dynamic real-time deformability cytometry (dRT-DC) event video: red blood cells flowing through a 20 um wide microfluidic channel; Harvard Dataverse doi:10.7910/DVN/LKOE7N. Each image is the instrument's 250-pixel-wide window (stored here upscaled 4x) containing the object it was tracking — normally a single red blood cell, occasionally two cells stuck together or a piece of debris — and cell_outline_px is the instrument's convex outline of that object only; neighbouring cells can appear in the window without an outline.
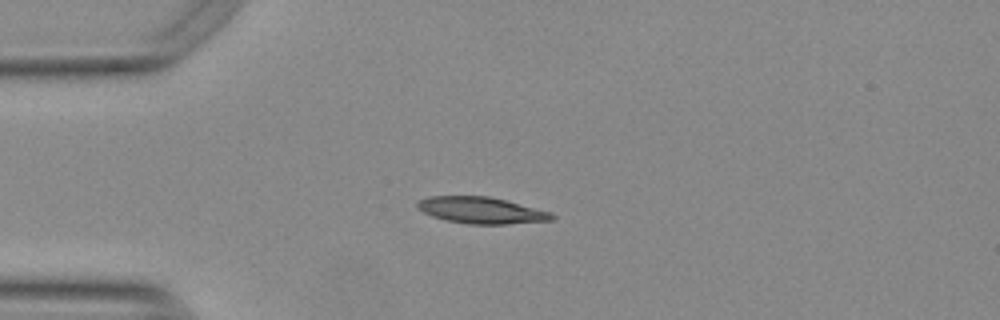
{"species": "Egyptian fruit bat (a non-hibernating species)", "species_latin": "Rousettus aegyptiacus", "temperature_condition": "warm", "stored_images_in_passage": 41, "camera_frame_rate_fps": 3000, "um_per_image_px": 0.085, "animal": {"sex": "female"}, "frame": {"image": 1, "passage_image": 1, "time_ms": 0.0, "image_size_px": [1000, 320], "cell_outline_px": [[556, 216], [552, 220], [508, 224], [468, 224], [444, 220], [432, 216], [424, 212], [416, 204], [420, 200], [428, 196], [488, 196], [552, 212]], "centroid_in_image_um": [40.92, 17.88], "position_along_channel_um": 44.1, "area_um2": 20.63}}
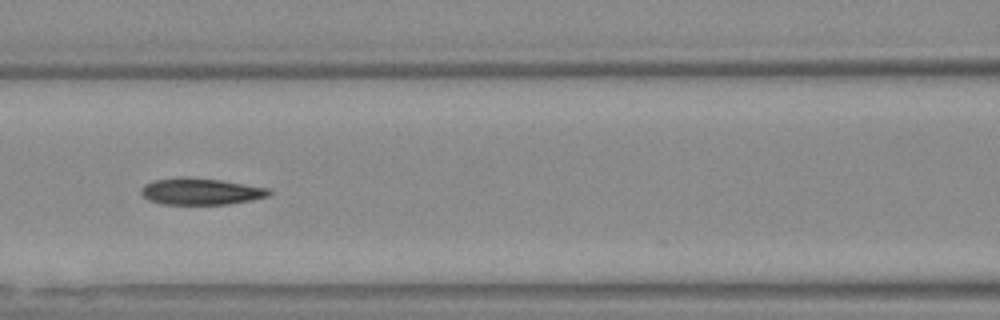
{"frame": {"image": 2, "passage_image": 11, "time_ms": 3.333, "image_size_px": [1000, 320], "cell_outline_px": [[272, 192], [268, 196], [248, 200], [224, 204], [164, 204], [148, 200], [140, 192], [140, 188], [144, 184], [152, 180], [176, 176], [188, 176], [220, 180], [268, 188]], "centroid_in_image_um": [16.98, 16.25], "position_along_channel_um": 149.6, "area_um2": 19.88}}
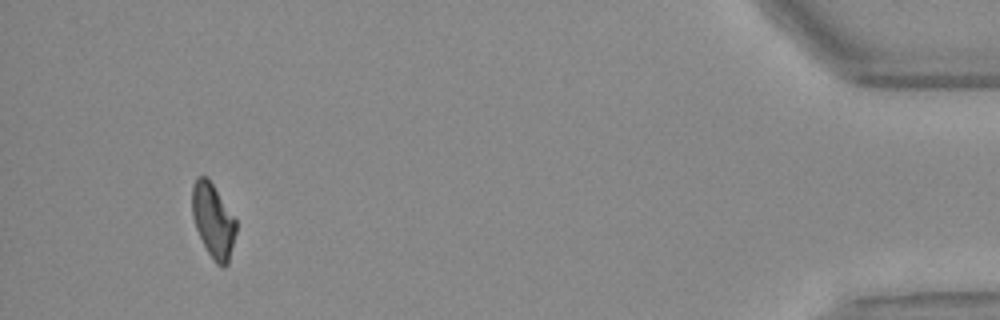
{"frame": {"image": 3, "passage_image": 38, "time_ms": 12.333, "image_size_px": [1000, 320], "cell_outline_px": [[236, 232], [228, 264], [224, 268], [220, 268], [212, 260], [196, 228], [192, 216], [192, 184], [196, 176], [208, 176], [236, 220]], "centroid_in_image_um": [18.11, 18.75], "position_along_channel_um": 417.1, "area_um2": 19.13}, "authors_computed_cell_mechanics": {"area_um2": 19.941, "velocity_mm_per_s": 3.7816, "shape_relaxation_time_tau1_ms": null, "shape_relaxation_time_tau2_ms": 4.8278, "deformation_change_tau1": null, "deformation_change_tau2": 0.1141}}